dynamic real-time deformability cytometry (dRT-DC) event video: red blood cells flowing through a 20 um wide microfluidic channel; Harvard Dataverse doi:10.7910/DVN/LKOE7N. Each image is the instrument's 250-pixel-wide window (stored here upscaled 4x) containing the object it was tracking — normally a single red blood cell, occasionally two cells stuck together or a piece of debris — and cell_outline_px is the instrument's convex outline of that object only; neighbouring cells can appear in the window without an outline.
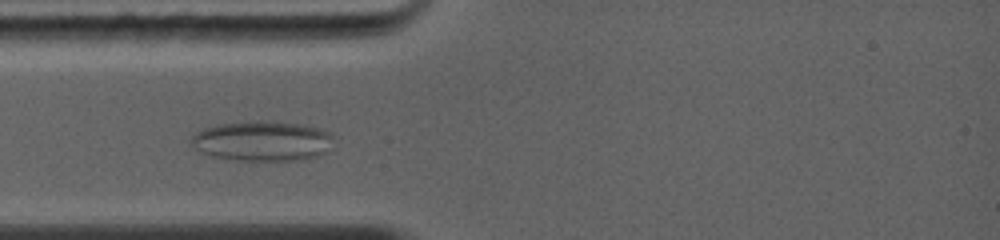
{"species": "common noctule bat (a hibernating species)", "species_latin": "Nyctalus noctula", "temperature_condition": "warm", "stored_images_in_passage": 8, "camera_frame_rate_fps": 5000, "um_per_image_px": 0.085, "animal": {"sex": "female", "body_mass_g": 19.0, "forearm_length_mm": 56.7}, "frame": {"image": 1, "passage_image": 1, "time_ms": 0.0, "image_size_px": [1000, 240], "cell_outline_px": [[328, 136], [320, 152], [316, 156], [304, 160], [240, 160], [212, 156], [204, 152], [196, 136], [204, 128], [220, 124], [296, 124], [316, 128], [328, 132]], "centroid_in_image_um": [22.31, 12.04], "position_along_channel_um": 62.7, "area_um2": 29.88}}
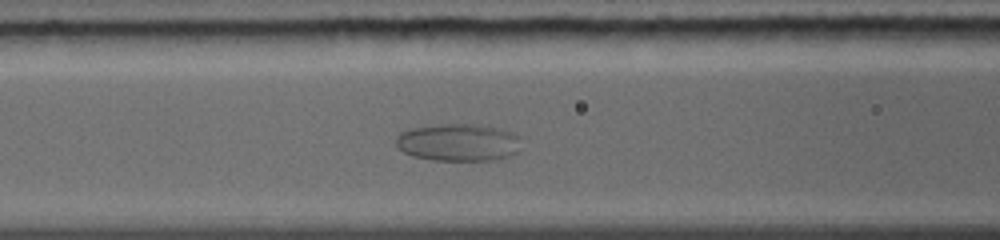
{"frame": {"image": 2, "passage_image": 5, "time_ms": 1.6, "image_size_px": [1000, 240], "cell_outline_px": [[508, 136], [500, 156], [488, 160], [436, 160], [416, 156], [404, 152], [396, 144], [396, 140], [404, 132], [412, 128], [440, 124], [480, 124], [504, 132]], "centroid_in_image_um": [38.54, 12.08], "position_along_channel_um": 128.1, "area_um2": 24.22}}
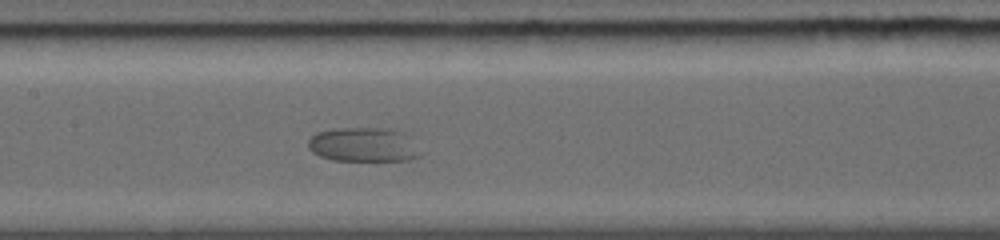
{"frame": {"image": 3, "passage_image": 8, "time_ms": 2.8, "image_size_px": [1000, 240], "cell_outline_px": [[416, 156], [408, 160], [336, 160], [320, 156], [312, 152], [308, 144], [308, 140], [312, 136], [320, 132], [336, 128], [388, 128], [404, 132]], "centroid_in_image_um": [30.77, 12.28], "position_along_channel_um": 176.6, "area_um2": 21.44}}